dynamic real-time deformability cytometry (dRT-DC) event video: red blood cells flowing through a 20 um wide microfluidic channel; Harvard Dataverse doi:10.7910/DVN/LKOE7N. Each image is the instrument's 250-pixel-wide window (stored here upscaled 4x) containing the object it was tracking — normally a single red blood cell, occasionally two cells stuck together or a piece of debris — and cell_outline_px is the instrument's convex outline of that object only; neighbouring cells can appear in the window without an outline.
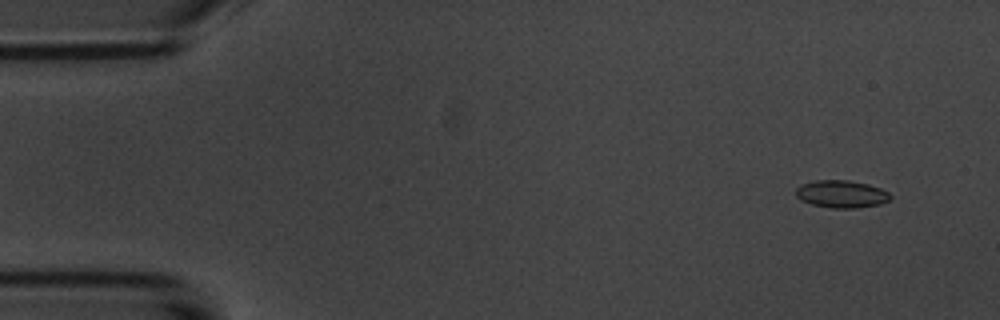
{"species": "common noctule bat (a hibernating species)", "species_latin": "Nyctalus noctula", "temperature_condition": "room temperature", "stored_images_in_passage": 54, "camera_frame_rate_fps": 3000, "um_per_image_px": 0.085, "animal": {"sex": "male", "body_mass_g": 20.1, "forearm_length_mm": 53.5}, "frame": {"image": 1, "passage_image": 4, "time_ms": 1.0, "image_size_px": [1000, 320], "cell_outline_px": [[892, 196], [888, 200], [880, 204], [856, 208], [832, 208], [812, 204], [800, 200], [796, 196], [796, 188], [804, 184], [816, 180], [848, 180], [868, 184], [880, 188], [888, 192]], "centroid_in_image_um": [71.53, 16.49], "position_along_channel_um": 13.5, "area_um2": 15.03}}
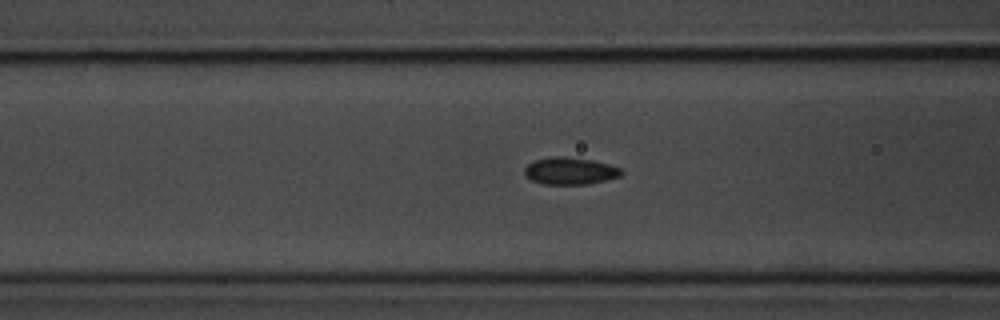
{"frame": {"image": 2, "passage_image": 21, "time_ms": 6.667, "image_size_px": [1000, 320], "cell_outline_px": [[624, 172], [620, 176], [588, 184], [544, 184], [532, 180], [524, 176], [524, 168], [528, 164], [536, 160], [552, 156], [564, 156], [592, 160], [608, 164], [620, 168]], "centroid_in_image_um": [48.43, 14.53], "position_along_channel_um": 118.2, "area_um2": 15.26}}
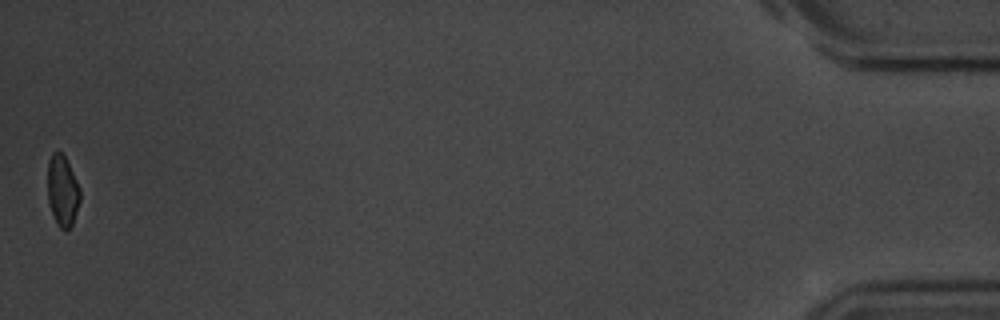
{"frame": {"image": 3, "passage_image": 54, "time_ms": 17.667, "image_size_px": [1000, 320], "cell_outline_px": [[80, 200], [72, 224], [64, 232], [60, 228], [48, 204], [48, 160], [52, 152], [60, 152], [64, 156], [80, 188]], "centroid_in_image_um": [5.3, 16.22], "position_along_channel_um": 429.9, "area_um2": 13.18}, "authors_computed_cell_mechanics": {"area_um2": 14.8546, "velocity_mm_per_s": 3.7096, "shape_relaxation_time_tau1_ms": 4.7973, "shape_relaxation_time_tau2_ms": 4.7742, "deformation_change_tau1": 0.0895, "deformation_change_tau2": 0.0824}}